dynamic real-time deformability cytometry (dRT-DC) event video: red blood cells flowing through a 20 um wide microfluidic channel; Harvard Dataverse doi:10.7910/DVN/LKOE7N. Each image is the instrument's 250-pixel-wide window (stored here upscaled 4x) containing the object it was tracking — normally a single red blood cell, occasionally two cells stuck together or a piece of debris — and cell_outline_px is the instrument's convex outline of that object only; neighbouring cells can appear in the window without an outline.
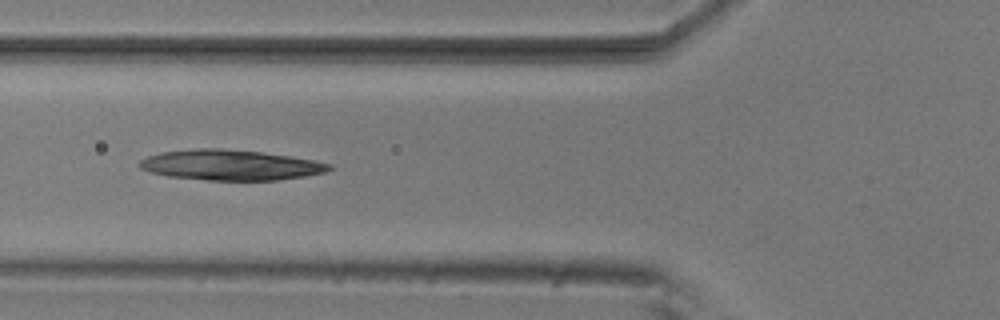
{"species": "common noctule bat (a hibernating species)", "species_latin": "Nyctalus noctula", "temperature_condition": "room temperature", "stored_images_in_passage": 9, "camera_frame_rate_fps": 3000, "um_per_image_px": 0.085, "animal": {"sex": "male", "body_mass_g": 20.5, "forearm_length_mm": 52.5}, "frame": {"image": 1, "passage_image": 6, "time_ms": 1.667, "image_size_px": [1000, 320], "cell_outline_px": [[332, 168], [324, 172], [304, 176], [276, 180], [208, 180], [168, 176], [152, 172], [140, 168], [136, 164], [140, 160], [148, 156], [160, 152], [196, 148], [220, 148], [260, 152], [288, 156], [312, 160], [332, 164]], "centroid_in_image_um": [19.54, 14.02], "position_along_channel_um": 106.3, "area_um2": 33.35}}
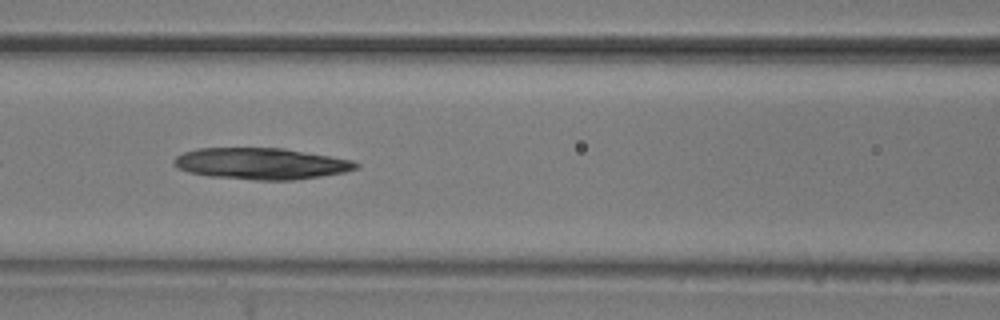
{"frame": {"image": 2, "passage_image": 7, "time_ms": 2.0, "image_size_px": [1000, 320], "cell_outline_px": [[360, 164], [356, 168], [344, 172], [320, 176], [292, 180], [256, 180], [208, 176], [188, 172], [176, 168], [172, 164], [172, 160], [176, 156], [184, 152], [196, 148], [284, 148], [352, 160]], "centroid_in_image_um": [22.13, 13.9], "position_along_channel_um": 144.5, "area_um2": 33.35}}
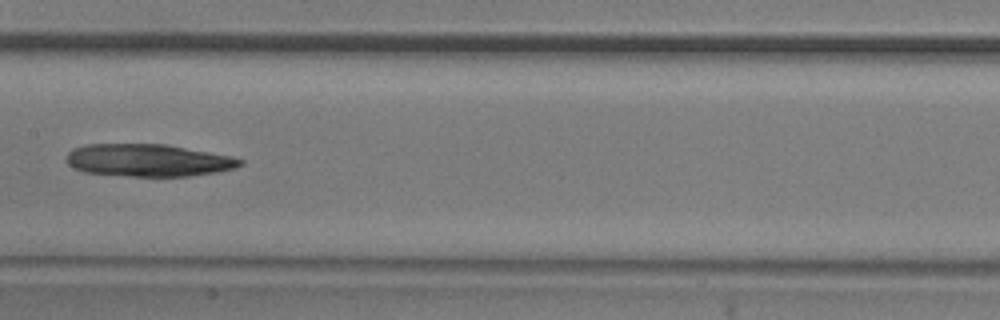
{"frame": {"image": 3, "passage_image": 8, "time_ms": 2.333, "image_size_px": [1000, 320], "cell_outline_px": [[244, 164], [236, 168], [216, 172], [188, 176], [128, 176], [84, 172], [72, 168], [64, 160], [68, 152], [72, 148], [84, 144], [168, 144], [232, 156], [244, 160]], "centroid_in_image_um": [12.58, 13.62], "position_along_channel_um": 194.8, "area_um2": 33.23}}